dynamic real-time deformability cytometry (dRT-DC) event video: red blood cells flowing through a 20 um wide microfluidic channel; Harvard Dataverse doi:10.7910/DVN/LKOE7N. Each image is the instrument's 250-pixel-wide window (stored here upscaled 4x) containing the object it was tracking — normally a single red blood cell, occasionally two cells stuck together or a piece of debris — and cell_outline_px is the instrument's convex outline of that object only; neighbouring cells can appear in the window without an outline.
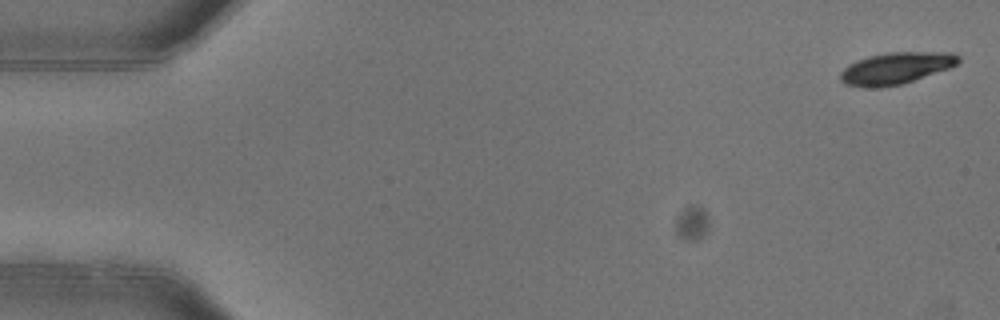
{"species": "common noctule bat (a hibernating species)", "species_latin": "Nyctalus noctula", "temperature_condition": "warm", "stored_images_in_passage": 5, "camera_frame_rate_fps": 3000, "um_per_image_px": 0.085, "animal": {"sex": "female"}, "frame": {"image": 1, "passage_image": 1, "time_ms": 0.0, "image_size_px": [1000, 320], "cell_outline_px": [[960, 60], [956, 64], [948, 68], [900, 84], [880, 88], [864, 88], [844, 84], [840, 80], [840, 72], [844, 68], [860, 60], [872, 56], [888, 52], [952, 52], [960, 56]], "centroid_in_image_um": [76.14, 5.81], "position_along_channel_um": 8.9, "area_um2": 21.5}}
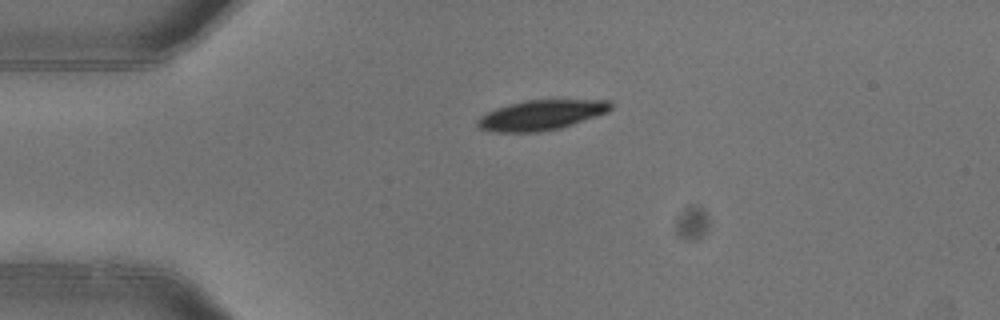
{"frame": {"image": 2, "passage_image": 4, "time_ms": 1.0, "image_size_px": [1000, 320], "cell_outline_px": [[612, 108], [608, 112], [560, 128], [536, 132], [496, 132], [480, 128], [476, 124], [476, 120], [480, 116], [496, 108], [508, 104], [524, 100], [608, 100], [612, 104]], "centroid_in_image_um": [45.98, 9.77], "position_along_channel_um": 39.0, "area_um2": 23.18}}
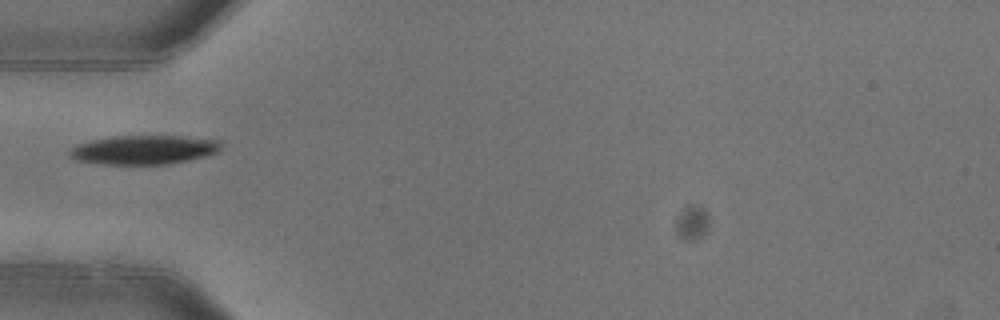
{"frame": {"image": 3, "passage_image": 5, "time_ms": 1.333, "image_size_px": [1000, 320], "cell_outline_px": [[220, 148], [216, 152], [204, 156], [188, 160], [168, 164], [100, 164], [72, 160], [68, 156], [68, 148], [76, 144], [92, 140], [116, 136], [180, 136], [220, 140]], "centroid_in_image_um": [12.13, 12.74], "position_along_channel_um": 72.9, "area_um2": 25.72}}